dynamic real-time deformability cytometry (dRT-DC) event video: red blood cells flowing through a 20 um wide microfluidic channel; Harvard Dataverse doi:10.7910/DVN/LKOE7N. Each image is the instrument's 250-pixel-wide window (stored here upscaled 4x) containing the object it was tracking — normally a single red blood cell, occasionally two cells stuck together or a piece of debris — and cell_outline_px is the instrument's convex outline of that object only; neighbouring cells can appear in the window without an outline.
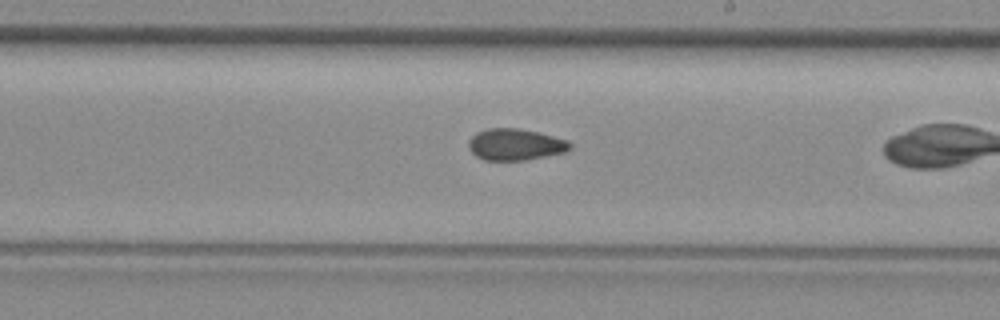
{"species": "common noctule bat (a hibernating species)", "species_latin": "Nyctalus noctula", "temperature_condition": "room temperature", "stored_images_in_passage": 32, "camera_frame_rate_fps": 3000, "um_per_image_px": 0.085, "animal": {"sex": "female", "body_mass_g": 29.2, "forearm_length_mm": 56.3}, "frame": {"image": 1, "passage_image": 23, "time_ms": 7.333, "image_size_px": [1000, 320], "cell_outline_px": [[572, 148], [564, 152], [524, 160], [484, 160], [476, 156], [468, 148], [468, 140], [476, 132], [488, 128], [520, 128], [568, 140], [572, 144]], "centroid_in_image_um": [43.77, 12.28], "position_along_channel_um": 245.2, "area_um2": 18.61}}
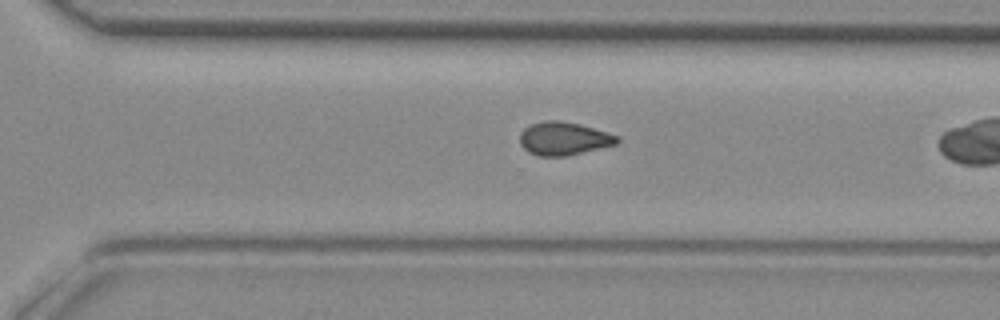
{"frame": {"image": 2, "passage_image": 28, "time_ms": 9.0, "image_size_px": [1000, 320], "cell_outline_px": [[620, 140], [616, 144], [564, 156], [540, 156], [528, 152], [520, 144], [520, 132], [524, 128], [532, 124], [544, 120], [560, 120], [580, 124], [608, 132], [620, 136]], "centroid_in_image_um": [47.91, 11.76], "position_along_channel_um": 322.7, "area_um2": 18.79}}